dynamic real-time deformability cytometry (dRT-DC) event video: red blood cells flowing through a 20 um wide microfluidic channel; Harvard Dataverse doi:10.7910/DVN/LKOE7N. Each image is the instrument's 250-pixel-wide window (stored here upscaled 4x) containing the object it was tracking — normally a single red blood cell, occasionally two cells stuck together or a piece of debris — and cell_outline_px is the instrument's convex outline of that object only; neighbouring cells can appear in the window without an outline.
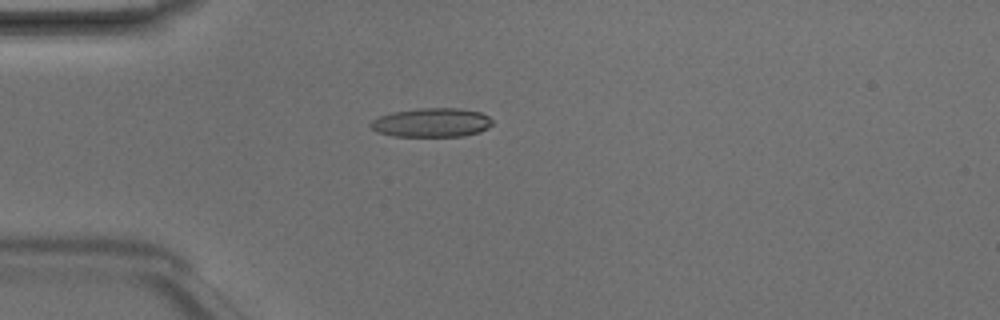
{"species": "Egyptian fruit bat (a non-hibernating species)", "species_latin": "Rousettus aegyptiacus", "temperature_condition": "room temperature", "stored_images_in_passage": 5, "camera_frame_rate_fps": 3000, "um_per_image_px": 0.085, "animal": {"sex": "male"}, "frame": {"image": 1, "passage_image": 4, "time_ms": 1.0, "image_size_px": [1000, 320], "cell_outline_px": [[492, 124], [488, 128], [480, 132], [464, 136], [392, 136], [376, 132], [368, 124], [372, 120], [380, 116], [392, 112], [416, 108], [460, 108], [480, 112], [488, 116], [492, 120]], "centroid_in_image_um": [36.68, 10.42], "position_along_channel_um": 48.3, "area_um2": 20.75}}